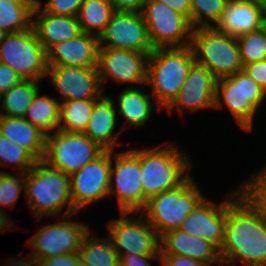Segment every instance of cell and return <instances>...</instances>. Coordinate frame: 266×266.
I'll return each instance as SVG.
<instances>
[{"mask_svg": "<svg viewBox=\"0 0 266 266\" xmlns=\"http://www.w3.org/2000/svg\"><path fill=\"white\" fill-rule=\"evenodd\" d=\"M227 198L221 262L235 266L237 260L246 266H266V223L259 209L240 186Z\"/></svg>", "mask_w": 266, "mask_h": 266, "instance_id": "6da1fadb", "label": "cell"}, {"mask_svg": "<svg viewBox=\"0 0 266 266\" xmlns=\"http://www.w3.org/2000/svg\"><path fill=\"white\" fill-rule=\"evenodd\" d=\"M24 194L28 209L37 220L48 215L58 217L67 206L63 216L77 213L71 199L69 175L42 160L25 173Z\"/></svg>", "mask_w": 266, "mask_h": 266, "instance_id": "7a4b0ae2", "label": "cell"}, {"mask_svg": "<svg viewBox=\"0 0 266 266\" xmlns=\"http://www.w3.org/2000/svg\"><path fill=\"white\" fill-rule=\"evenodd\" d=\"M190 157L169 143L150 149H139L143 197H150L181 185L192 168Z\"/></svg>", "mask_w": 266, "mask_h": 266, "instance_id": "3957f363", "label": "cell"}, {"mask_svg": "<svg viewBox=\"0 0 266 266\" xmlns=\"http://www.w3.org/2000/svg\"><path fill=\"white\" fill-rule=\"evenodd\" d=\"M195 62L191 46L154 48L149 54L147 85L156 103L165 109L178 95Z\"/></svg>", "mask_w": 266, "mask_h": 266, "instance_id": "277c9868", "label": "cell"}, {"mask_svg": "<svg viewBox=\"0 0 266 266\" xmlns=\"http://www.w3.org/2000/svg\"><path fill=\"white\" fill-rule=\"evenodd\" d=\"M199 188L194 178L189 176L178 187L150 197L141 213L159 236L178 229L188 214L205 198Z\"/></svg>", "mask_w": 266, "mask_h": 266, "instance_id": "5b68a950", "label": "cell"}, {"mask_svg": "<svg viewBox=\"0 0 266 266\" xmlns=\"http://www.w3.org/2000/svg\"><path fill=\"white\" fill-rule=\"evenodd\" d=\"M265 99L266 91L244 70L217 79L215 108L225 104L245 131L252 130L254 115Z\"/></svg>", "mask_w": 266, "mask_h": 266, "instance_id": "8992f818", "label": "cell"}, {"mask_svg": "<svg viewBox=\"0 0 266 266\" xmlns=\"http://www.w3.org/2000/svg\"><path fill=\"white\" fill-rule=\"evenodd\" d=\"M195 62L217 79L243 70L237 38L215 28L193 29L190 44Z\"/></svg>", "mask_w": 266, "mask_h": 266, "instance_id": "52a82bcc", "label": "cell"}, {"mask_svg": "<svg viewBox=\"0 0 266 266\" xmlns=\"http://www.w3.org/2000/svg\"><path fill=\"white\" fill-rule=\"evenodd\" d=\"M0 62L9 66L22 80L40 81L47 72V52L31 27L7 33L0 43Z\"/></svg>", "mask_w": 266, "mask_h": 266, "instance_id": "ba28073f", "label": "cell"}, {"mask_svg": "<svg viewBox=\"0 0 266 266\" xmlns=\"http://www.w3.org/2000/svg\"><path fill=\"white\" fill-rule=\"evenodd\" d=\"M105 149L84 133L55 130L46 135L42 161L70 175L99 157Z\"/></svg>", "mask_w": 266, "mask_h": 266, "instance_id": "9c48e42d", "label": "cell"}, {"mask_svg": "<svg viewBox=\"0 0 266 266\" xmlns=\"http://www.w3.org/2000/svg\"><path fill=\"white\" fill-rule=\"evenodd\" d=\"M115 153L111 151L109 195H117L119 211L138 214L147 203L141 186L139 149Z\"/></svg>", "mask_w": 266, "mask_h": 266, "instance_id": "30bf717a", "label": "cell"}, {"mask_svg": "<svg viewBox=\"0 0 266 266\" xmlns=\"http://www.w3.org/2000/svg\"><path fill=\"white\" fill-rule=\"evenodd\" d=\"M154 48L186 47L193 28L189 20L158 0H147L142 10Z\"/></svg>", "mask_w": 266, "mask_h": 266, "instance_id": "8fae6325", "label": "cell"}, {"mask_svg": "<svg viewBox=\"0 0 266 266\" xmlns=\"http://www.w3.org/2000/svg\"><path fill=\"white\" fill-rule=\"evenodd\" d=\"M128 216L131 212H121V217L108 222V238L118 254H160V236L148 223L145 216Z\"/></svg>", "mask_w": 266, "mask_h": 266, "instance_id": "7c38bea8", "label": "cell"}, {"mask_svg": "<svg viewBox=\"0 0 266 266\" xmlns=\"http://www.w3.org/2000/svg\"><path fill=\"white\" fill-rule=\"evenodd\" d=\"M72 215L62 216L54 224L41 227L28 241L33 252L30 254L38 261L55 255L78 252L88 226L71 221ZM60 220V221H59Z\"/></svg>", "mask_w": 266, "mask_h": 266, "instance_id": "4fadbf2b", "label": "cell"}, {"mask_svg": "<svg viewBox=\"0 0 266 266\" xmlns=\"http://www.w3.org/2000/svg\"><path fill=\"white\" fill-rule=\"evenodd\" d=\"M99 48L151 53L154 50L141 12H114L98 37Z\"/></svg>", "mask_w": 266, "mask_h": 266, "instance_id": "5bb4252c", "label": "cell"}, {"mask_svg": "<svg viewBox=\"0 0 266 266\" xmlns=\"http://www.w3.org/2000/svg\"><path fill=\"white\" fill-rule=\"evenodd\" d=\"M110 171L111 151L105 150L69 175L71 199L76 212L109 195Z\"/></svg>", "mask_w": 266, "mask_h": 266, "instance_id": "9a60e30c", "label": "cell"}, {"mask_svg": "<svg viewBox=\"0 0 266 266\" xmlns=\"http://www.w3.org/2000/svg\"><path fill=\"white\" fill-rule=\"evenodd\" d=\"M149 54L114 48H99L97 70L102 88L106 80L110 78L119 84L147 85Z\"/></svg>", "mask_w": 266, "mask_h": 266, "instance_id": "2e32d148", "label": "cell"}, {"mask_svg": "<svg viewBox=\"0 0 266 266\" xmlns=\"http://www.w3.org/2000/svg\"><path fill=\"white\" fill-rule=\"evenodd\" d=\"M216 82L217 78L205 66L194 62L178 95L164 110L172 114L177 108L183 117L185 109L194 112L215 108Z\"/></svg>", "mask_w": 266, "mask_h": 266, "instance_id": "e0dca14e", "label": "cell"}, {"mask_svg": "<svg viewBox=\"0 0 266 266\" xmlns=\"http://www.w3.org/2000/svg\"><path fill=\"white\" fill-rule=\"evenodd\" d=\"M47 76L59 92L61 101L100 99L104 93L97 68L48 66Z\"/></svg>", "mask_w": 266, "mask_h": 266, "instance_id": "ac0fdd59", "label": "cell"}, {"mask_svg": "<svg viewBox=\"0 0 266 266\" xmlns=\"http://www.w3.org/2000/svg\"><path fill=\"white\" fill-rule=\"evenodd\" d=\"M226 228V200L215 205L206 197L182 221L179 229L210 241L220 249Z\"/></svg>", "mask_w": 266, "mask_h": 266, "instance_id": "d6986e66", "label": "cell"}, {"mask_svg": "<svg viewBox=\"0 0 266 266\" xmlns=\"http://www.w3.org/2000/svg\"><path fill=\"white\" fill-rule=\"evenodd\" d=\"M98 51V37L82 32L76 38L54 45L47 52V65L97 68Z\"/></svg>", "mask_w": 266, "mask_h": 266, "instance_id": "ffe728a7", "label": "cell"}, {"mask_svg": "<svg viewBox=\"0 0 266 266\" xmlns=\"http://www.w3.org/2000/svg\"><path fill=\"white\" fill-rule=\"evenodd\" d=\"M41 6L40 1L36 0L32 13V27L46 52L54 45L76 38L82 33L76 16L54 15L44 12Z\"/></svg>", "mask_w": 266, "mask_h": 266, "instance_id": "44dd1931", "label": "cell"}, {"mask_svg": "<svg viewBox=\"0 0 266 266\" xmlns=\"http://www.w3.org/2000/svg\"><path fill=\"white\" fill-rule=\"evenodd\" d=\"M160 254L187 256L208 264L223 266L219 249L210 241L172 229L160 236Z\"/></svg>", "mask_w": 266, "mask_h": 266, "instance_id": "7402d4cb", "label": "cell"}, {"mask_svg": "<svg viewBox=\"0 0 266 266\" xmlns=\"http://www.w3.org/2000/svg\"><path fill=\"white\" fill-rule=\"evenodd\" d=\"M263 17L262 0H229L214 28L237 37L260 29Z\"/></svg>", "mask_w": 266, "mask_h": 266, "instance_id": "603a6c76", "label": "cell"}, {"mask_svg": "<svg viewBox=\"0 0 266 266\" xmlns=\"http://www.w3.org/2000/svg\"><path fill=\"white\" fill-rule=\"evenodd\" d=\"M114 105V100L104 94L95 103L84 132L103 149L110 151H114L117 144L120 145L117 138L122 132L118 131L114 134L117 124V107Z\"/></svg>", "mask_w": 266, "mask_h": 266, "instance_id": "cb8c5ba5", "label": "cell"}, {"mask_svg": "<svg viewBox=\"0 0 266 266\" xmlns=\"http://www.w3.org/2000/svg\"><path fill=\"white\" fill-rule=\"evenodd\" d=\"M0 134L27 149L37 160L43 159L46 134L24 117L0 116Z\"/></svg>", "mask_w": 266, "mask_h": 266, "instance_id": "d4e9b609", "label": "cell"}, {"mask_svg": "<svg viewBox=\"0 0 266 266\" xmlns=\"http://www.w3.org/2000/svg\"><path fill=\"white\" fill-rule=\"evenodd\" d=\"M138 87H127L121 91L118 97L117 113L121 114L134 128L145 126L150 119L153 109V104H156L158 109L162 108L156 103L152 94L144 93ZM151 96V97H150Z\"/></svg>", "mask_w": 266, "mask_h": 266, "instance_id": "484cf974", "label": "cell"}, {"mask_svg": "<svg viewBox=\"0 0 266 266\" xmlns=\"http://www.w3.org/2000/svg\"><path fill=\"white\" fill-rule=\"evenodd\" d=\"M84 236L78 255L82 266H119V255L108 237Z\"/></svg>", "mask_w": 266, "mask_h": 266, "instance_id": "4316f807", "label": "cell"}, {"mask_svg": "<svg viewBox=\"0 0 266 266\" xmlns=\"http://www.w3.org/2000/svg\"><path fill=\"white\" fill-rule=\"evenodd\" d=\"M60 102L54 97L40 96V90L33 97L24 118L46 135L58 130L60 120Z\"/></svg>", "mask_w": 266, "mask_h": 266, "instance_id": "83f0119b", "label": "cell"}, {"mask_svg": "<svg viewBox=\"0 0 266 266\" xmlns=\"http://www.w3.org/2000/svg\"><path fill=\"white\" fill-rule=\"evenodd\" d=\"M36 0H0V29L7 33L32 27V13Z\"/></svg>", "mask_w": 266, "mask_h": 266, "instance_id": "f1b7e54d", "label": "cell"}, {"mask_svg": "<svg viewBox=\"0 0 266 266\" xmlns=\"http://www.w3.org/2000/svg\"><path fill=\"white\" fill-rule=\"evenodd\" d=\"M39 81L21 80L7 92L1 94L0 116L24 117L33 97L39 91Z\"/></svg>", "mask_w": 266, "mask_h": 266, "instance_id": "f546056e", "label": "cell"}, {"mask_svg": "<svg viewBox=\"0 0 266 266\" xmlns=\"http://www.w3.org/2000/svg\"><path fill=\"white\" fill-rule=\"evenodd\" d=\"M99 99H77L60 102L59 130L84 133L91 112Z\"/></svg>", "mask_w": 266, "mask_h": 266, "instance_id": "4dcf8cb0", "label": "cell"}, {"mask_svg": "<svg viewBox=\"0 0 266 266\" xmlns=\"http://www.w3.org/2000/svg\"><path fill=\"white\" fill-rule=\"evenodd\" d=\"M113 13L108 0H84L77 15L81 31L99 37Z\"/></svg>", "mask_w": 266, "mask_h": 266, "instance_id": "1f68e13d", "label": "cell"}, {"mask_svg": "<svg viewBox=\"0 0 266 266\" xmlns=\"http://www.w3.org/2000/svg\"><path fill=\"white\" fill-rule=\"evenodd\" d=\"M229 0H191L190 25L193 29L214 28Z\"/></svg>", "mask_w": 266, "mask_h": 266, "instance_id": "d6a6232c", "label": "cell"}, {"mask_svg": "<svg viewBox=\"0 0 266 266\" xmlns=\"http://www.w3.org/2000/svg\"><path fill=\"white\" fill-rule=\"evenodd\" d=\"M38 160L25 148L18 146L9 141L5 136L0 134V165L14 167L17 173L25 174L29 171ZM9 163V164H7Z\"/></svg>", "mask_w": 266, "mask_h": 266, "instance_id": "836d02e7", "label": "cell"}, {"mask_svg": "<svg viewBox=\"0 0 266 266\" xmlns=\"http://www.w3.org/2000/svg\"><path fill=\"white\" fill-rule=\"evenodd\" d=\"M236 38L243 67L266 60V37L261 28Z\"/></svg>", "mask_w": 266, "mask_h": 266, "instance_id": "e575fe53", "label": "cell"}, {"mask_svg": "<svg viewBox=\"0 0 266 266\" xmlns=\"http://www.w3.org/2000/svg\"><path fill=\"white\" fill-rule=\"evenodd\" d=\"M18 176L16 177L11 172L0 170V213L9 221H11V218L8 217L2 206L12 209L11 206H15L22 190H25V174L18 173Z\"/></svg>", "mask_w": 266, "mask_h": 266, "instance_id": "d590c367", "label": "cell"}, {"mask_svg": "<svg viewBox=\"0 0 266 266\" xmlns=\"http://www.w3.org/2000/svg\"><path fill=\"white\" fill-rule=\"evenodd\" d=\"M240 189L259 209L266 223V166L255 171Z\"/></svg>", "mask_w": 266, "mask_h": 266, "instance_id": "8d00e7d4", "label": "cell"}, {"mask_svg": "<svg viewBox=\"0 0 266 266\" xmlns=\"http://www.w3.org/2000/svg\"><path fill=\"white\" fill-rule=\"evenodd\" d=\"M84 0H48L41 9L54 15L76 16Z\"/></svg>", "mask_w": 266, "mask_h": 266, "instance_id": "74e56055", "label": "cell"}, {"mask_svg": "<svg viewBox=\"0 0 266 266\" xmlns=\"http://www.w3.org/2000/svg\"><path fill=\"white\" fill-rule=\"evenodd\" d=\"M37 263L38 266H82L78 252L39 259Z\"/></svg>", "mask_w": 266, "mask_h": 266, "instance_id": "f35d334b", "label": "cell"}, {"mask_svg": "<svg viewBox=\"0 0 266 266\" xmlns=\"http://www.w3.org/2000/svg\"><path fill=\"white\" fill-rule=\"evenodd\" d=\"M119 255V266H151L148 260H160V254H118Z\"/></svg>", "mask_w": 266, "mask_h": 266, "instance_id": "ab89813d", "label": "cell"}, {"mask_svg": "<svg viewBox=\"0 0 266 266\" xmlns=\"http://www.w3.org/2000/svg\"><path fill=\"white\" fill-rule=\"evenodd\" d=\"M159 263L163 266H209L199 260L187 256L160 254Z\"/></svg>", "mask_w": 266, "mask_h": 266, "instance_id": "60d3db41", "label": "cell"}, {"mask_svg": "<svg viewBox=\"0 0 266 266\" xmlns=\"http://www.w3.org/2000/svg\"><path fill=\"white\" fill-rule=\"evenodd\" d=\"M22 78L9 66L0 62V95L18 84Z\"/></svg>", "mask_w": 266, "mask_h": 266, "instance_id": "b9f144b4", "label": "cell"}, {"mask_svg": "<svg viewBox=\"0 0 266 266\" xmlns=\"http://www.w3.org/2000/svg\"><path fill=\"white\" fill-rule=\"evenodd\" d=\"M243 70L266 91V60L245 65Z\"/></svg>", "mask_w": 266, "mask_h": 266, "instance_id": "7bdbcfd3", "label": "cell"}, {"mask_svg": "<svg viewBox=\"0 0 266 266\" xmlns=\"http://www.w3.org/2000/svg\"><path fill=\"white\" fill-rule=\"evenodd\" d=\"M114 12H142L147 0H108Z\"/></svg>", "mask_w": 266, "mask_h": 266, "instance_id": "ee69618b", "label": "cell"}, {"mask_svg": "<svg viewBox=\"0 0 266 266\" xmlns=\"http://www.w3.org/2000/svg\"><path fill=\"white\" fill-rule=\"evenodd\" d=\"M174 11L184 15L190 22L191 0H158Z\"/></svg>", "mask_w": 266, "mask_h": 266, "instance_id": "f6af8a7d", "label": "cell"}, {"mask_svg": "<svg viewBox=\"0 0 266 266\" xmlns=\"http://www.w3.org/2000/svg\"><path fill=\"white\" fill-rule=\"evenodd\" d=\"M16 259V260H15ZM9 266H37V260L29 253L28 254V259L26 258H9L8 261Z\"/></svg>", "mask_w": 266, "mask_h": 266, "instance_id": "bcb514c9", "label": "cell"}, {"mask_svg": "<svg viewBox=\"0 0 266 266\" xmlns=\"http://www.w3.org/2000/svg\"><path fill=\"white\" fill-rule=\"evenodd\" d=\"M12 223L0 213V232H4L3 230H7L8 227L11 228L13 226Z\"/></svg>", "mask_w": 266, "mask_h": 266, "instance_id": "7dc6e473", "label": "cell"}, {"mask_svg": "<svg viewBox=\"0 0 266 266\" xmlns=\"http://www.w3.org/2000/svg\"><path fill=\"white\" fill-rule=\"evenodd\" d=\"M261 29L265 34L266 37V15H264L263 20H262V24H261Z\"/></svg>", "mask_w": 266, "mask_h": 266, "instance_id": "c3c4849f", "label": "cell"}, {"mask_svg": "<svg viewBox=\"0 0 266 266\" xmlns=\"http://www.w3.org/2000/svg\"><path fill=\"white\" fill-rule=\"evenodd\" d=\"M7 32H5L3 29H0V43L4 40Z\"/></svg>", "mask_w": 266, "mask_h": 266, "instance_id": "681fc988", "label": "cell"}, {"mask_svg": "<svg viewBox=\"0 0 266 266\" xmlns=\"http://www.w3.org/2000/svg\"><path fill=\"white\" fill-rule=\"evenodd\" d=\"M263 7H264V15H266V0H262Z\"/></svg>", "mask_w": 266, "mask_h": 266, "instance_id": "f907efd6", "label": "cell"}]
</instances>
